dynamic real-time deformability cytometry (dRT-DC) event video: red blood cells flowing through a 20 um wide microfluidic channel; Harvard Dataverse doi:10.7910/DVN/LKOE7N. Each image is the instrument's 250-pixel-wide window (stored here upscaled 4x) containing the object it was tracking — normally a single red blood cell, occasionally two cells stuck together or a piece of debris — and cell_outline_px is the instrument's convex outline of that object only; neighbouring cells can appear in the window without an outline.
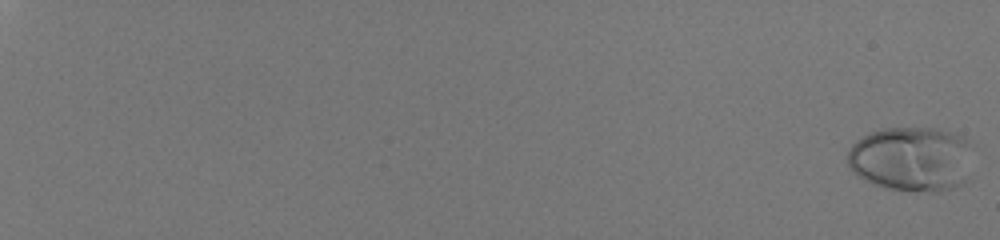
{"species": "human", "species_latin": "Homo sapiens", "temperature_condition": "room temperature", "stored_images_in_passage": 55, "camera_frame_rate_fps": 3000, "um_per_image_px": 0.085, "donor": {"sex": "male"}, "frame": {"image": 1, "passage_image": 1, "time_ms": 0.0, "image_size_px": [1000, 240], "cell_outline_px": [[964, 180], [960, 184], [952, 188], [940, 192], [932, 192], [884, 188], [872, 184], [856, 176], [852, 172], [848, 164], [848, 148], [856, 140], [872, 132], [884, 128], [936, 128], [956, 132], [964, 136]], "centroid_in_image_um": [77.32, 13.51], "position_along_channel_um": 7.7, "area_um2": 46.36}}
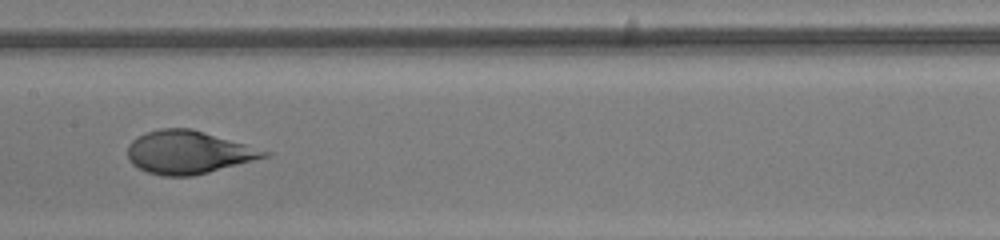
{"frame": {"image": 2, "passage_image": 36, "time_ms": 11.667, "image_size_px": [1000, 240], "cell_outline_px": [[272, 152], [268, 156], [208, 172], [192, 176], [164, 176], [148, 172], [132, 164], [128, 160], [128, 144], [132, 140], [148, 132], [160, 128], [192, 128]], "centroid_in_image_um": [15.99, 12.94], "position_along_channel_um": 191.4, "area_um2": 33.87}}
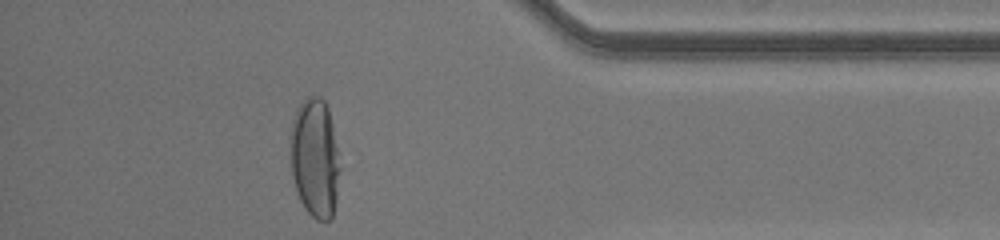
{"frame": {"image": 3, "passage_image": 53, "time_ms": 17.333, "image_size_px": [1000, 240], "cell_outline_px": [[340, 168], [336, 200], [332, 216], [328, 220], [316, 220], [304, 208], [300, 200], [292, 176], [288, 140], [292, 120], [296, 108], [308, 96], [320, 96], [324, 100], [328, 108], [340, 152]], "centroid_in_image_um": [26.76, 13.39], "position_along_channel_um": 408.4, "area_um2": 35.26}, "authors_computed_cell_mechanics": {"area_um2": 37.3966, "velocity_mm_per_s": 4.111, "shape_relaxation_time_tau1_ms": 4.4757, "shape_relaxation_time_tau2_ms": null, "deformation_change_tau1": 0.2641, "deformation_change_tau2": null}}